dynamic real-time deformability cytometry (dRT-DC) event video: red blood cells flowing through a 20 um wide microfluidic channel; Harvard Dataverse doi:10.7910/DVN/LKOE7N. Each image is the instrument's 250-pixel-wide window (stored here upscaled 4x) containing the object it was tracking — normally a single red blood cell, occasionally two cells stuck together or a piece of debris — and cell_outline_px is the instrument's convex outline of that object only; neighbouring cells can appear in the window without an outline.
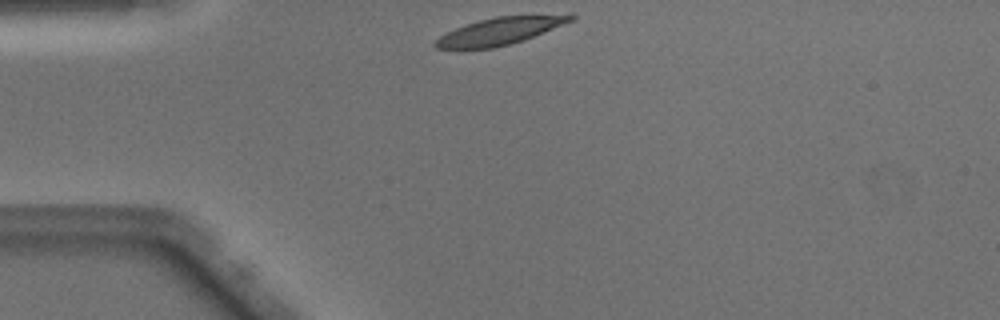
{"species": "Egyptian fruit bat (a non-hibernating species)", "species_latin": "Rousettus aegyptiacus", "temperature_condition": "warm", "stored_images_in_passage": 38, "camera_frame_rate_fps": 3000, "um_per_image_px": 0.085, "animal": {"sex": "male"}, "frame": {"image": 1, "passage_image": 1, "time_ms": 0.0, "image_size_px": [1000, 320], "cell_outline_px": [[576, 16], [572, 20], [524, 40], [492, 48], [436, 48], [432, 44], [440, 36], [464, 24], [496, 16], [572, 12]], "centroid_in_image_um": [42.59, 2.59], "position_along_channel_um": 42.4, "area_um2": 21.62}}
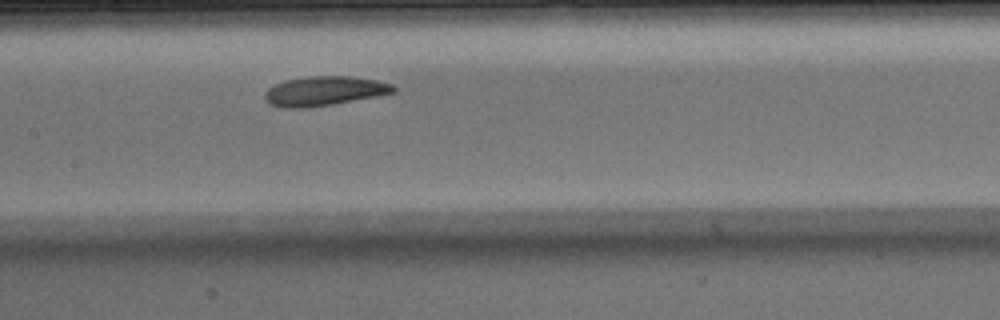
{"frame": {"image": 2, "passage_image": 13, "time_ms": 4.0, "image_size_px": [1000, 320], "cell_outline_px": [[396, 92], [376, 96], [332, 104], [300, 108], [284, 108], [272, 104], [264, 96], [264, 92], [268, 88], [284, 80], [308, 76], [348, 76], [376, 80], [392, 84], [396, 88]], "centroid_in_image_um": [27.57, 7.72], "position_along_channel_um": 179.8, "area_um2": 21.79}}
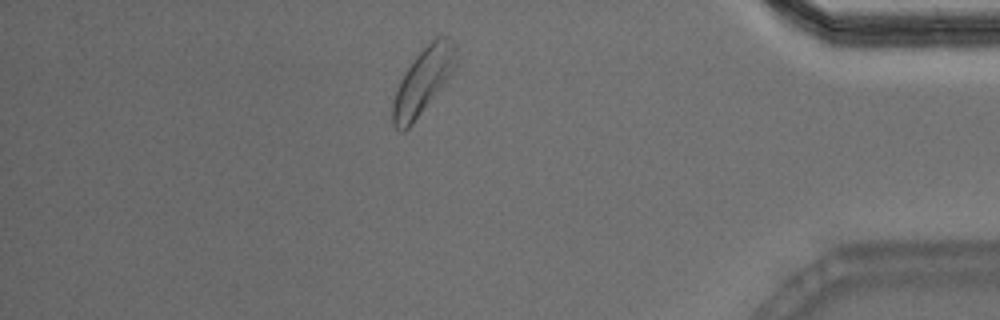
{"frame": {"image": 3, "passage_image": 32, "time_ms": 10.333, "image_size_px": [1000, 320], "cell_outline_px": [[456, 64], [452, 72], [412, 124], [404, 132], [400, 132], [392, 124], [392, 100], [396, 88], [404, 72], [416, 56], [436, 36], [448, 36], [452, 40], [456, 48]], "centroid_in_image_um": [35.92, 6.89], "position_along_channel_um": 399.3, "area_um2": 23.87}, "authors_computed_cell_mechanics": {"area_um2": 22.253, "velocity_mm_per_s": 4.0304, "shape_relaxation_time_tau1_ms": 2.8819, "shape_relaxation_time_tau2_ms": 5.086, "deformation_change_tau1": 0.1148, "deformation_change_tau2": 0.1398}}